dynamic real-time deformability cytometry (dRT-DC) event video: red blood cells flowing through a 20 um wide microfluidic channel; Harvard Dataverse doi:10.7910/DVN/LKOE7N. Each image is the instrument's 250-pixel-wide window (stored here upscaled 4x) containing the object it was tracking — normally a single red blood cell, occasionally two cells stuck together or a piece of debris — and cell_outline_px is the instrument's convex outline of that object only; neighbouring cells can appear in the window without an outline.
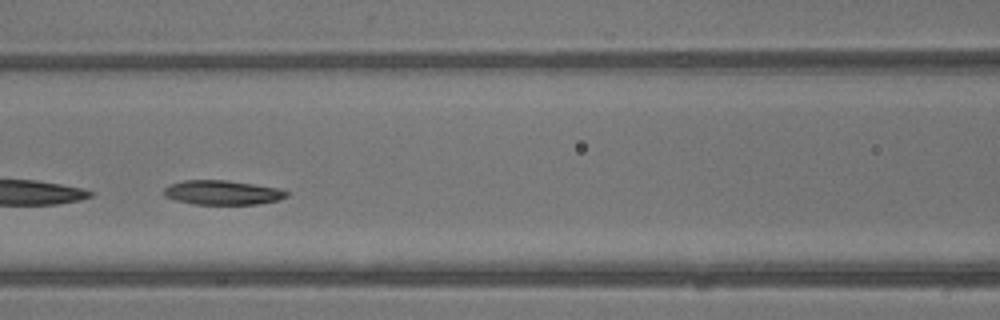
{"species": "common noctule bat (a hibernating species)", "species_latin": "Nyctalus noctula", "temperature_condition": "warm", "stored_images_in_passage": 29, "camera_frame_rate_fps": 3000, "um_per_image_px": 0.085, "animal": {"sex": "male", "body_mass_g": 13.3}, "frame": {"image": 1, "passage_image": 13, "time_ms": 4.0, "image_size_px": [1000, 320], "cell_outline_px": [[288, 196], [280, 200], [260, 204], [192, 204], [176, 200], [164, 196], [164, 188], [168, 184], [184, 180], [224, 180], [280, 188], [288, 192]], "centroid_in_image_um": [18.91, 16.37], "position_along_channel_um": 147.7, "area_um2": 17.51}}
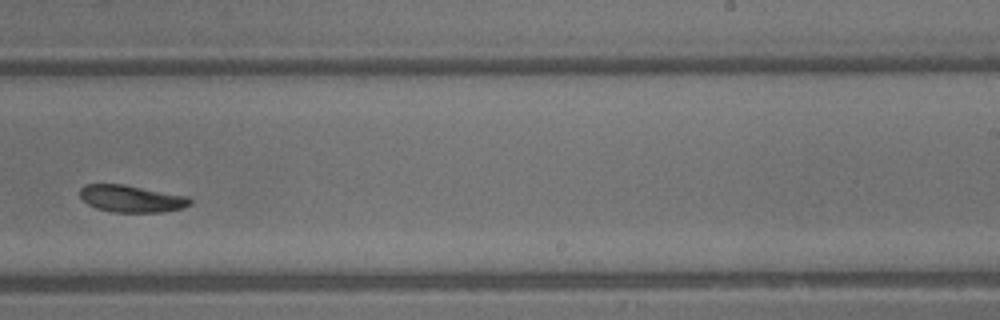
{"frame": {"image": 2, "passage_image": 21, "time_ms": 6.667, "image_size_px": [1000, 320], "cell_outline_px": [[192, 204], [184, 208], [160, 212], [112, 212], [96, 208], [88, 204], [80, 196], [80, 188], [84, 184], [124, 184], [188, 196], [192, 200]], "centroid_in_image_um": [11.19, 16.88], "position_along_channel_um": 277.8, "area_um2": 17.46}, "authors_computed_cell_mechanics": {"area_um2": 18.2648, "velocity_mm_per_s": 4.9055, "shape_relaxation_time_tau1_ms": 2.3173, "shape_relaxation_time_tau2_ms": 2.677, "deformation_change_tau1": 0.1078, "deformation_change_tau2": 0.0732}}